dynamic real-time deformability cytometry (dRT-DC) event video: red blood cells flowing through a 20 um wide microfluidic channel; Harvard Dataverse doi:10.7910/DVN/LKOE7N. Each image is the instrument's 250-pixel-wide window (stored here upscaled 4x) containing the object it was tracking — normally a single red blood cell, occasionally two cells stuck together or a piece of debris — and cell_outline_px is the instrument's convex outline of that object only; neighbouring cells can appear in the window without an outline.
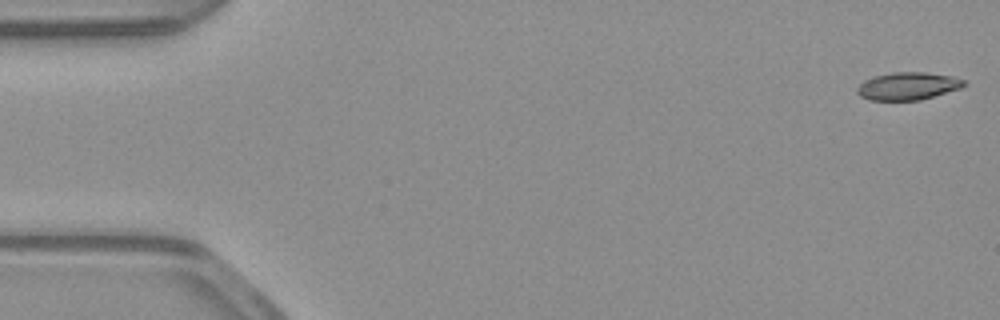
{"species": "common noctule bat (a hibernating species)", "species_latin": "Nyctalus noctula", "temperature_condition": "warm", "stored_images_in_passage": 53, "camera_frame_rate_fps": 3000, "um_per_image_px": 0.085, "animal": {"sex": "male", "body_mass_g": 23.1, "forearm_length_mm": 52.7}, "frame": {"image": 1, "passage_image": 1, "time_ms": 0.0, "image_size_px": [1000, 320], "cell_outline_px": [[968, 84], [960, 88], [920, 100], [868, 100], [860, 96], [856, 92], [856, 88], [864, 80], [872, 76], [892, 72], [924, 72], [952, 76], [964, 80]], "centroid_in_image_um": [77.14, 7.31], "position_along_channel_um": 7.9, "area_um2": 17.28}}
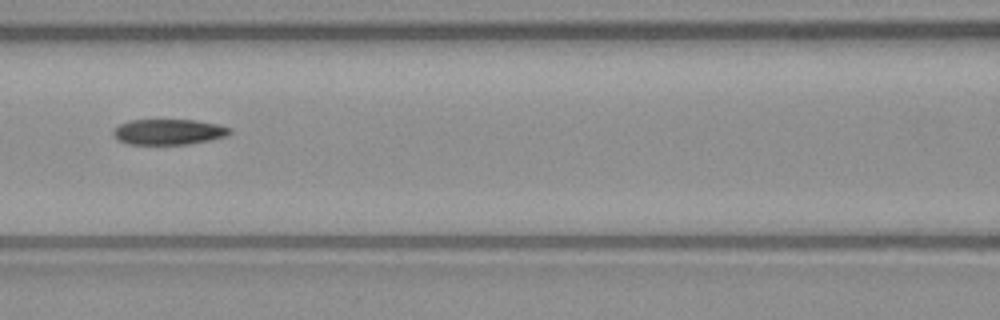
{"frame": {"image": 2, "passage_image": 23, "time_ms": 7.333, "image_size_px": [1000, 320], "cell_outline_px": [[232, 132], [228, 136], [188, 144], [128, 144], [116, 140], [112, 136], [112, 132], [120, 124], [132, 120], [196, 120], [216, 124], [232, 128]], "centroid_in_image_um": [14.33, 11.21], "position_along_channel_um": 152.3, "area_um2": 17.4}}
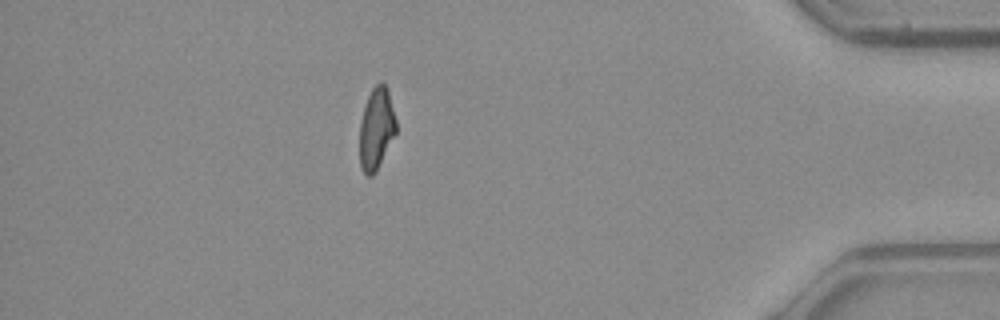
{"frame": {"image": 3, "passage_image": 46, "time_ms": 15.0, "image_size_px": [1000, 320], "cell_outline_px": [[396, 132], [376, 172], [372, 176], [368, 176], [360, 168], [360, 124], [364, 104], [372, 88], [380, 80], [388, 88], [396, 120]], "centroid_in_image_um": [31.99, 10.91], "position_along_channel_um": 403.2, "area_um2": 17.46}, "authors_computed_cell_mechanics": {"area_um2": 17.8602, "velocity_mm_per_s": 3.9231, "shape_relaxation_time_tau1_ms": null, "shape_relaxation_time_tau2_ms": 6.2179, "deformation_change_tau1": null, "deformation_change_tau2": 0.1365}}